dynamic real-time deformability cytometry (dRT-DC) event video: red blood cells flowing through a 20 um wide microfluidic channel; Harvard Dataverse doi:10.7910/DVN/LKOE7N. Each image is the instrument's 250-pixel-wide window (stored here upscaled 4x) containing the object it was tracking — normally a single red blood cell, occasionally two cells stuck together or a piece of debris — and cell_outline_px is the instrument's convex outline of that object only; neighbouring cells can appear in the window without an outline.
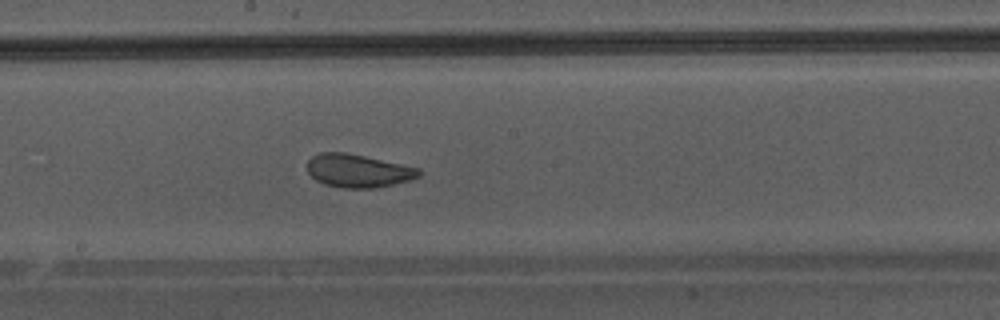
{"species": "Egyptian fruit bat (a non-hibernating species)", "species_latin": "Rousettus aegyptiacus", "temperature_condition": "warm", "stored_images_in_passage": 47, "camera_frame_rate_fps": 3000, "um_per_image_px": 0.085, "animal": {"sex": "male"}, "frame": {"image": 1, "passage_image": 27, "time_ms": 8.667, "image_size_px": [1000, 320], "cell_outline_px": [[420, 176], [408, 180], [376, 188], [344, 188], [324, 184], [316, 180], [308, 172], [308, 160], [312, 156], [320, 152], [344, 152], [364, 156], [420, 168]], "centroid_in_image_um": [30.42, 14.51], "position_along_channel_um": 217.8, "area_um2": 21.39}}